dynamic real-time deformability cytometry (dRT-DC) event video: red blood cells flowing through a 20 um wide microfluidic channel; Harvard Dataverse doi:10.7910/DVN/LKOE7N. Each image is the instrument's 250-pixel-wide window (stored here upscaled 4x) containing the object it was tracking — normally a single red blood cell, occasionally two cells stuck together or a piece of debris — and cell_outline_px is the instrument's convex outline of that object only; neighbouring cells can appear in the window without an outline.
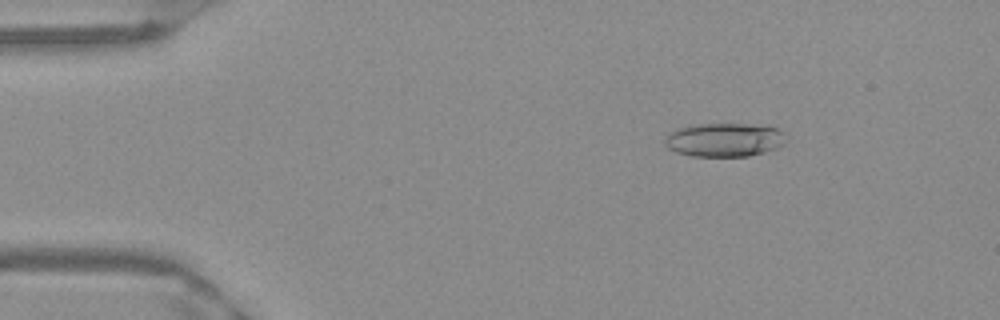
{"species": "Egyptian fruit bat (a non-hibernating species)", "species_latin": "Rousettus aegyptiacus", "temperature_condition": "warm", "stored_images_in_passage": 52, "camera_frame_rate_fps": 3000, "um_per_image_px": 0.085, "frame": {"image": 1, "passage_image": 8, "time_ms": 2.333, "image_size_px": [1000, 320], "cell_outline_px": [[788, 140], [784, 144], [776, 148], [764, 152], [748, 156], [692, 156], [676, 152], [668, 148], [664, 144], [664, 136], [668, 132], [680, 128], [700, 124], [748, 124], [780, 128], [784, 132]], "centroid_in_image_um": [61.59, 11.88], "position_along_channel_um": 23.4, "area_um2": 23.99}}
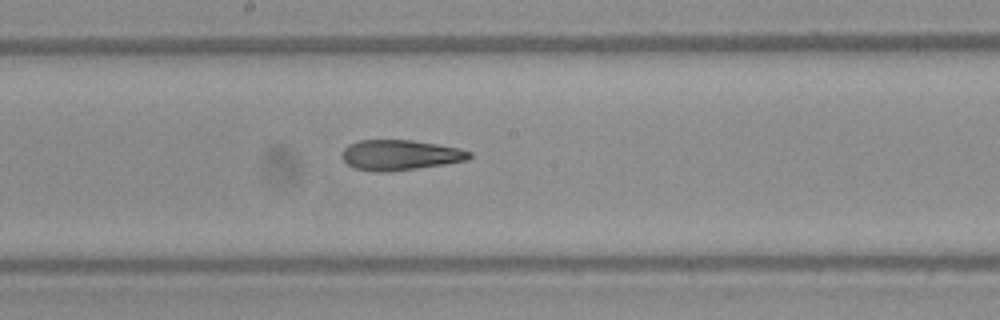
{"frame": {"image": 2, "passage_image": 28, "time_ms": 9.0, "image_size_px": [1000, 320], "cell_outline_px": [[472, 156], [468, 160], [444, 164], [388, 172], [376, 172], [356, 168], [348, 164], [340, 156], [344, 148], [348, 144], [360, 140], [412, 140], [460, 148], [472, 152]], "centroid_in_image_um": [34.0, 13.17], "position_along_channel_um": 214.2, "area_um2": 22.48}}
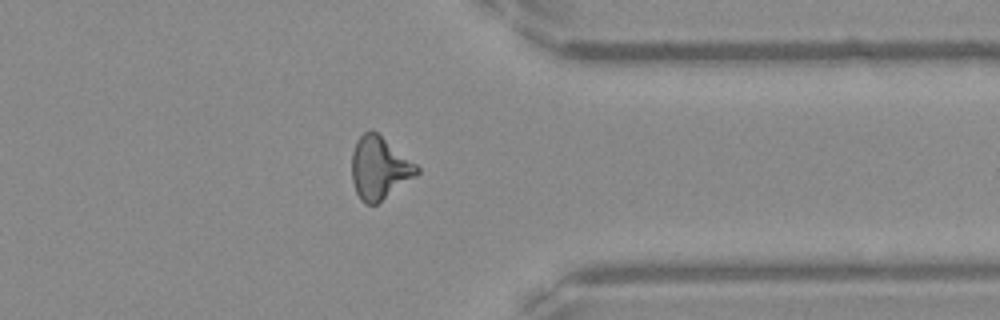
{"frame": {"image": 3, "passage_image": 41, "time_ms": 13.333, "image_size_px": [1000, 320], "cell_outline_px": [[420, 172], [416, 176], [376, 204], [364, 204], [360, 200], [356, 192], [352, 180], [352, 152], [356, 140], [368, 128], [372, 128], [416, 164], [420, 168]], "centroid_in_image_um": [32.23, 14.26], "position_along_channel_um": 379.2, "area_um2": 23.76}, "authors_computed_cell_mechanics": {"area_um2": 23.3512, "velocity_mm_per_s": 3.9794, "shape_relaxation_time_tau1_ms": null, "shape_relaxation_time_tau2_ms": 2.9848, "deformation_change_tau1": null, "deformation_change_tau2": 0.128}}